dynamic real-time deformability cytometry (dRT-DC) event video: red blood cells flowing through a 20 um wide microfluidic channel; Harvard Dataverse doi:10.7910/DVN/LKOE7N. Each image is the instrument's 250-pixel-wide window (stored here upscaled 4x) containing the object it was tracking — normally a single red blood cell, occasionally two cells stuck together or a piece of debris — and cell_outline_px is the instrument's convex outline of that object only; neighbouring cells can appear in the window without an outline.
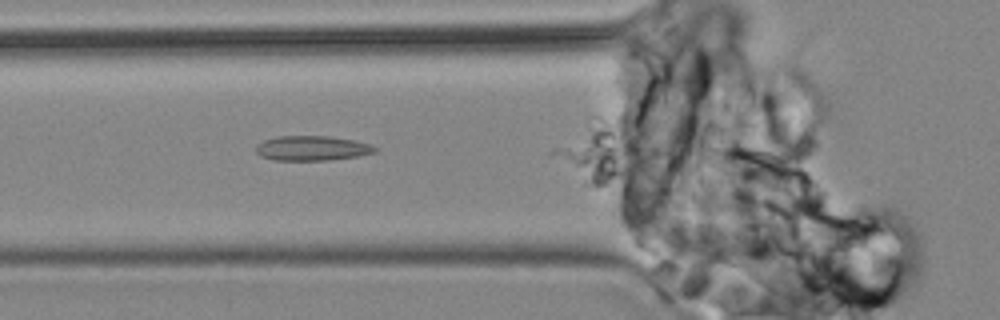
{"species": "common noctule bat (a hibernating species)", "species_latin": "Nyctalus noctula", "temperature_condition": "cold", "stored_images_in_passage": 11, "camera_frame_rate_fps": 3000, "um_per_image_px": 0.085, "animal": {"sex": "male", "body_mass_g": 19.2, "forearm_length_mm": 51.8}, "frame": {"image": 1, "passage_image": 11, "time_ms": 12.667, "image_size_px": [1000, 320], "cell_outline_px": [[376, 152], [356, 156], [328, 160], [276, 160], [260, 156], [256, 152], [256, 144], [264, 140], [276, 136], [328, 136], [356, 140], [372, 144], [376, 148]], "centroid_in_image_um": [26.51, 12.59], "position_along_channel_um": 99.3, "area_um2": 17.22}}